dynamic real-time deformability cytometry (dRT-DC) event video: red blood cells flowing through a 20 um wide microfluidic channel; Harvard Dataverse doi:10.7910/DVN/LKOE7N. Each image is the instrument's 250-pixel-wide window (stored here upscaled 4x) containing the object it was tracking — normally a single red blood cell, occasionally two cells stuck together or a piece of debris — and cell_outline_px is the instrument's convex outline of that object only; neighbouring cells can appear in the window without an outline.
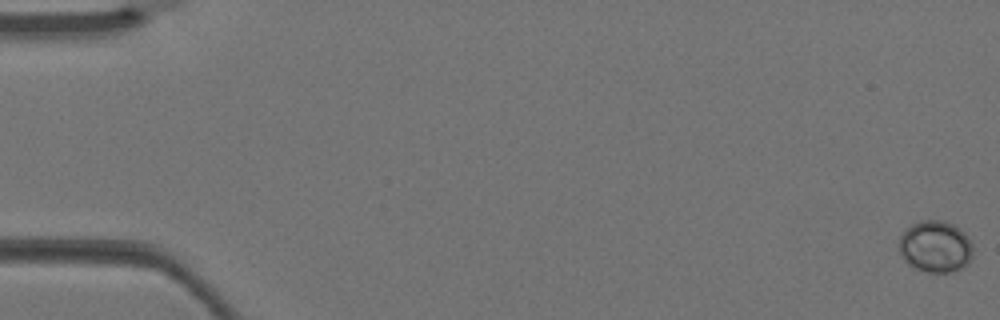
{"species": "Egyptian fruit bat (a non-hibernating species)", "species_latin": "Rousettus aegyptiacus", "temperature_condition": "warm", "stored_images_in_passage": 4, "camera_frame_rate_fps": 3000, "um_per_image_px": 0.085, "animal": {"sex": "female"}, "frame": {"image": 1, "passage_image": 1, "time_ms": 0.0, "image_size_px": [1000, 320], "cell_outline_px": [[972, 260], [964, 268], [952, 272], [928, 272], [912, 268], [900, 256], [900, 236], [904, 228], [920, 220], [944, 220], [952, 224], [964, 232], [972, 244]], "centroid_in_image_um": [79.5, 20.97], "position_along_channel_um": 5.5, "area_um2": 22.66}}
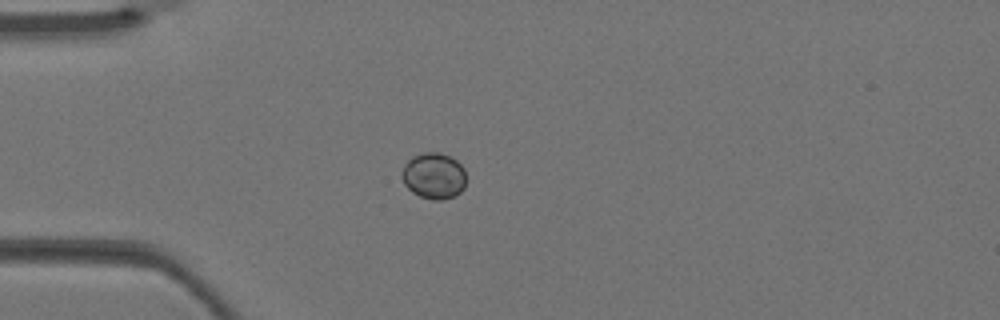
{"frame": {"image": 2, "passage_image": 4, "time_ms": 1.0, "image_size_px": [1000, 320], "cell_outline_px": [[464, 188], [460, 192], [452, 196], [440, 200], [432, 200], [420, 196], [412, 192], [404, 184], [400, 172], [404, 164], [412, 156], [420, 152], [440, 152], [456, 160], [464, 168]], "centroid_in_image_um": [36.83, 14.93], "position_along_channel_um": 48.2, "area_um2": 17.34}}